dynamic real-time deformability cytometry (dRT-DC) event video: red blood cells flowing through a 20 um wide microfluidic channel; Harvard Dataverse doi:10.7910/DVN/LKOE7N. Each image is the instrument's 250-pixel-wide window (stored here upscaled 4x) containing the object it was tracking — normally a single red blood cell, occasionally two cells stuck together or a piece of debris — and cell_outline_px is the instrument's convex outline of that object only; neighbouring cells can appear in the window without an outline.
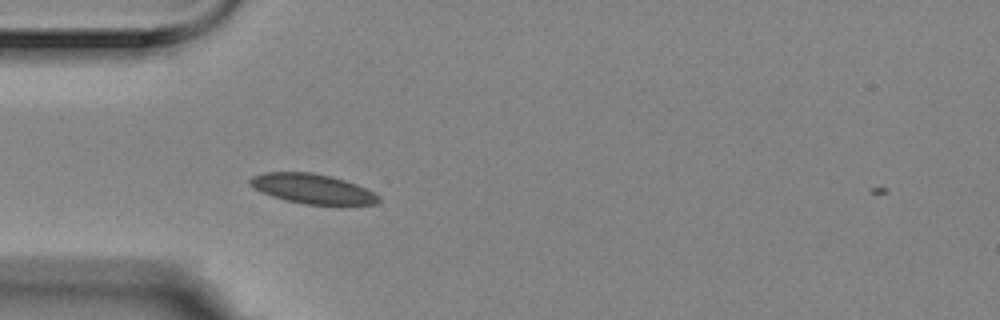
{"species": "Egyptian fruit bat (a non-hibernating species)", "species_latin": "Rousettus aegyptiacus", "temperature_condition": "room temperature", "stored_images_in_passage": 3, "camera_frame_rate_fps": 3000, "um_per_image_px": 0.085, "animal": {"sex": "female"}, "frame": {"image": 1, "passage_image": 3, "time_ms": 0.667, "image_size_px": [1000, 320], "cell_outline_px": [[380, 200], [376, 204], [304, 204], [272, 196], [248, 184], [248, 180], [252, 176], [264, 172], [312, 172], [332, 176], [356, 184], [380, 196]], "centroid_in_image_um": [26.54, 16.03], "position_along_channel_um": 58.5, "area_um2": 21.96}}